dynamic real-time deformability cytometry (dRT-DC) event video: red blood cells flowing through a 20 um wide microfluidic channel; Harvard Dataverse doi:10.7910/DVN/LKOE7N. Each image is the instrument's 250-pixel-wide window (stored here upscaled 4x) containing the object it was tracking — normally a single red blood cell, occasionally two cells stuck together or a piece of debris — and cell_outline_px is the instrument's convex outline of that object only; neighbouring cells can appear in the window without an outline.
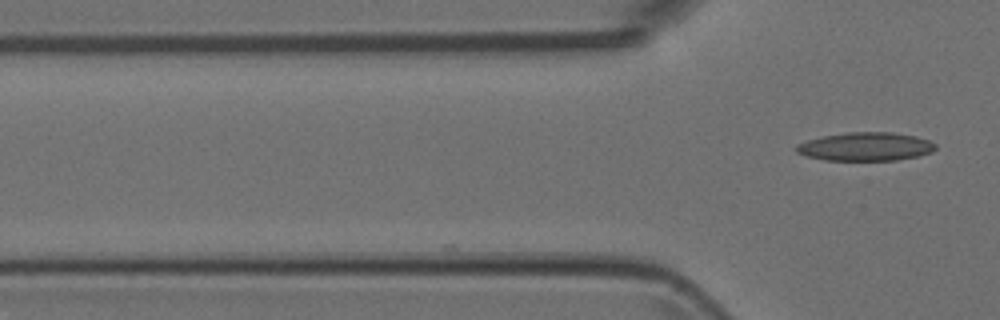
{"species": "Egyptian fruit bat (a non-hibernating species)", "species_latin": "Rousettus aegyptiacus", "temperature_condition": "room temperature", "stored_images_in_passage": 2, "camera_frame_rate_fps": 3000, "um_per_image_px": 0.085, "animal": {"sex": "female"}, "frame": {"image": 1, "passage_image": 2, "time_ms": 0.333, "image_size_px": [1000, 320], "cell_outline_px": [[936, 148], [932, 152], [920, 156], [896, 160], [824, 160], [808, 156], [796, 152], [796, 144], [808, 140], [824, 136], [848, 132], [892, 132], [916, 136], [928, 140], [936, 144]], "centroid_in_image_um": [73.61, 12.46], "position_along_channel_um": 52.2, "area_um2": 23.06}}